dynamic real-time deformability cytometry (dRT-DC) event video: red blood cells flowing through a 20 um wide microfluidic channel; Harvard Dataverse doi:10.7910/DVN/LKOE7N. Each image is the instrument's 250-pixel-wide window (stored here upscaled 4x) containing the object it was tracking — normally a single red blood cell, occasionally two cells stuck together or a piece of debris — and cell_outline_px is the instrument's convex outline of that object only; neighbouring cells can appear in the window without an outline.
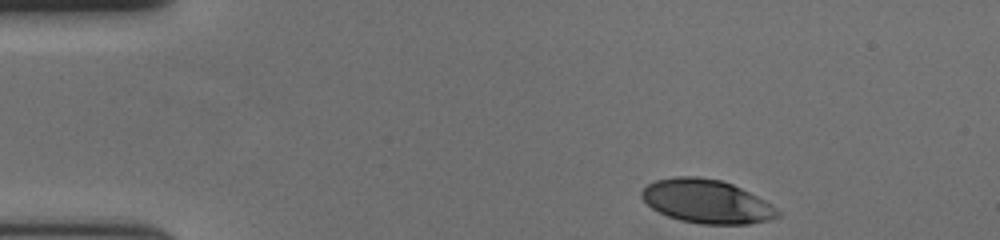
{"species": "human", "species_latin": "Homo sapiens", "temperature_condition": "cold", "stored_images_in_passage": 40, "camera_frame_rate_fps": 3000, "um_per_image_px": 0.085, "donor": {"sex": "female"}, "frame": {"image": 1, "passage_image": 1, "time_ms": 0.0, "image_size_px": [1000, 240], "cell_outline_px": [[780, 216], [768, 220], [748, 224], [700, 224], [680, 220], [668, 216], [652, 208], [640, 196], [640, 192], [648, 184], [656, 180], [672, 176], [696, 176], [720, 180], [732, 184], [764, 200], [776, 208], [780, 212]], "centroid_in_image_um": [60.04, 17.12], "position_along_channel_um": 25.0, "area_um2": 34.39}}
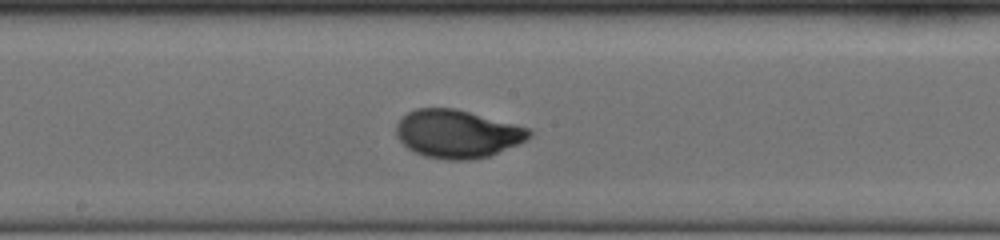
{"frame": {"image": 2, "passage_image": 23, "time_ms": 7.333, "image_size_px": [1000, 240], "cell_outline_px": [[532, 136], [516, 144], [488, 156], [472, 160], [444, 160], [424, 156], [408, 148], [396, 136], [396, 124], [408, 112], [416, 108], [452, 108], [468, 112], [528, 128], [532, 132]], "centroid_in_image_um": [38.82, 11.39], "position_along_channel_um": 209.4, "area_um2": 36.7}}
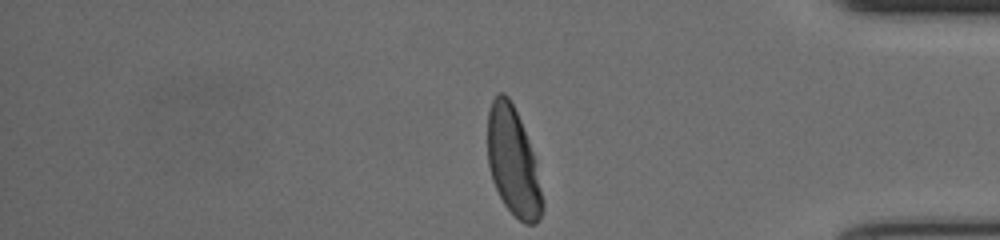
{"frame": {"image": 3, "passage_image": 40, "time_ms": 13.0, "image_size_px": [1000, 240], "cell_outline_px": [[544, 208], [536, 224], [524, 224], [504, 204], [492, 180], [488, 164], [488, 112], [492, 100], [496, 92], [504, 92], [508, 96], [520, 120], [536, 160], [544, 200]], "centroid_in_image_um": [43.63, 13.76], "position_along_channel_um": 391.6, "area_um2": 34.62}, "authors_computed_cell_mechanics": {"area_um2": 36.2406, "velocity_mm_per_s": 3.6345, "shape_relaxation_time_tau1_ms": 3.5344, "shape_relaxation_time_tau2_ms": null, "deformation_change_tau1": 0.197, "deformation_change_tau2": null}}